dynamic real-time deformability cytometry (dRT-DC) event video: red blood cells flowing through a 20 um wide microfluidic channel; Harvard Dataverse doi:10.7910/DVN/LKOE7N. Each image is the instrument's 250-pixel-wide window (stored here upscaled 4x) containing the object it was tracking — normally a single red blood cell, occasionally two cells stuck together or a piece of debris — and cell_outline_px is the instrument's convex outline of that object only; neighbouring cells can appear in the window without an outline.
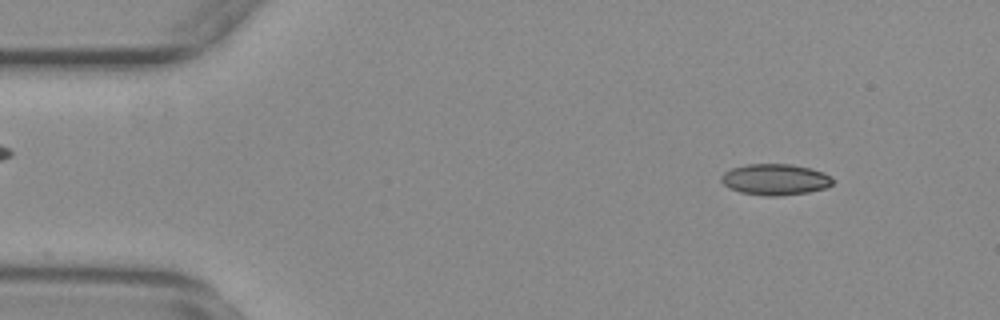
{"species": "common noctule bat (a hibernating species)", "species_latin": "Nyctalus noctula", "temperature_condition": "warm", "stored_images_in_passage": 54, "camera_frame_rate_fps": 3000, "um_per_image_px": 0.085, "animal": {"sex": "female", "body_mass_g": 29.2, "forearm_length_mm": 56.3}, "frame": {"image": 1, "passage_image": 6, "time_ms": 1.667, "image_size_px": [1000, 320], "cell_outline_px": [[832, 184], [828, 188], [808, 192], [780, 196], [764, 196], [740, 192], [728, 188], [720, 180], [720, 176], [724, 172], [732, 168], [748, 164], [792, 164], [824, 172], [832, 180]], "centroid_in_image_um": [65.86, 15.26], "position_along_channel_um": 19.1, "area_um2": 20.29}}
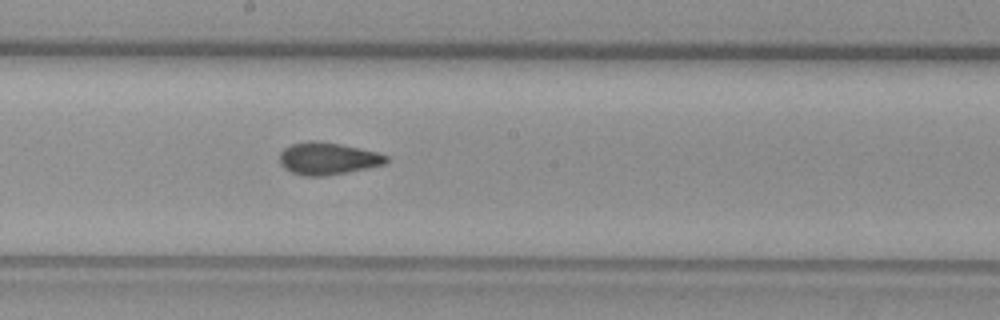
{"frame": {"image": 2, "passage_image": 29, "time_ms": 9.333, "image_size_px": [1000, 320], "cell_outline_px": [[388, 160], [384, 164], [324, 176], [304, 176], [292, 172], [284, 168], [280, 164], [280, 152], [284, 148], [292, 144], [308, 140], [316, 140], [340, 144], [376, 152], [388, 156]], "centroid_in_image_um": [27.81, 13.46], "position_along_channel_um": 220.4, "area_um2": 19.77}}
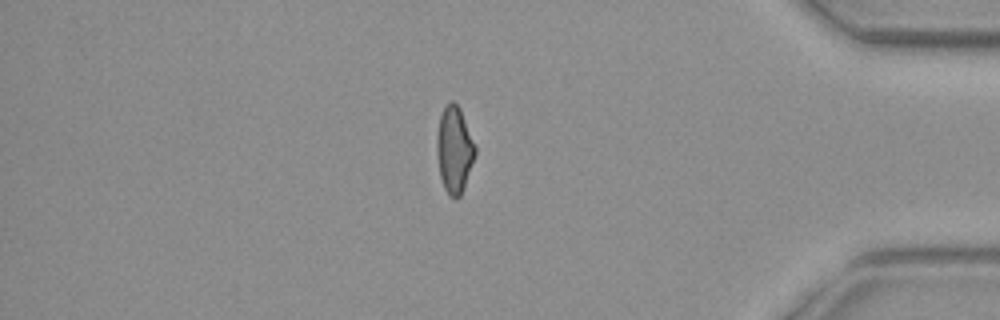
{"frame": {"image": 3, "passage_image": 46, "time_ms": 15.0, "image_size_px": [1000, 320], "cell_outline_px": [[476, 152], [464, 188], [460, 196], [456, 200], [444, 188], [440, 176], [436, 152], [436, 136], [440, 116], [444, 104], [452, 100], [460, 108], [476, 144]], "centroid_in_image_um": [38.61, 12.68], "position_along_channel_um": 396.6, "area_um2": 19.54}, "authors_computed_cell_mechanics": {"area_um2": 19.7676, "velocity_mm_per_s": 3.7655, "shape_relaxation_time_tau1_ms": null, "shape_relaxation_time_tau2_ms": 1.3886, "deformation_change_tau1": null, "deformation_change_tau2": 0.0663}}